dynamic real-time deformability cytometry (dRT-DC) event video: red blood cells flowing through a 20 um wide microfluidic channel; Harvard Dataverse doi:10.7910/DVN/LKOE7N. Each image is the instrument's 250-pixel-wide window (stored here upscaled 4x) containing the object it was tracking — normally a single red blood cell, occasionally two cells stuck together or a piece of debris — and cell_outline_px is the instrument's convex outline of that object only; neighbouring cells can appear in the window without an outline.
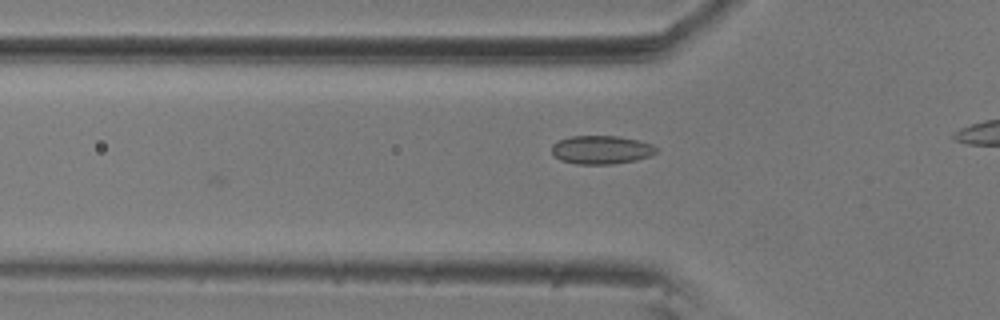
{"species": "common noctule bat (a hibernating species)", "species_latin": "Nyctalus noctula", "temperature_condition": "room temperature", "stored_images_in_passage": 14, "camera_frame_rate_fps": 3000, "um_per_image_px": 0.085, "animal": {"sex": "male", "body_mass_g": 20.5, "forearm_length_mm": 52.5}, "frame": {"image": 1, "passage_image": 14, "time_ms": 4.333, "image_size_px": [1000, 320], "cell_outline_px": [[660, 148], [656, 152], [648, 156], [636, 160], [612, 164], [576, 164], [560, 160], [552, 152], [552, 144], [560, 140], [572, 136], [620, 136], [652, 144]], "centroid_in_image_um": [51.12, 12.73], "position_along_channel_um": 74.7, "area_um2": 17.28}}